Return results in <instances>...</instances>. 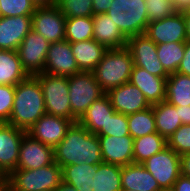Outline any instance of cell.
<instances>
[{
  "instance_id": "cell-1",
  "label": "cell",
  "mask_w": 190,
  "mask_h": 191,
  "mask_svg": "<svg viewBox=\"0 0 190 191\" xmlns=\"http://www.w3.org/2000/svg\"><path fill=\"white\" fill-rule=\"evenodd\" d=\"M54 160L61 168L78 163H103L98 136L78 121L72 123L64 138L54 147Z\"/></svg>"
},
{
  "instance_id": "cell-2",
  "label": "cell",
  "mask_w": 190,
  "mask_h": 191,
  "mask_svg": "<svg viewBox=\"0 0 190 191\" xmlns=\"http://www.w3.org/2000/svg\"><path fill=\"white\" fill-rule=\"evenodd\" d=\"M46 114L39 80L29 75L15 86V97L8 123L27 132Z\"/></svg>"
},
{
  "instance_id": "cell-3",
  "label": "cell",
  "mask_w": 190,
  "mask_h": 191,
  "mask_svg": "<svg viewBox=\"0 0 190 191\" xmlns=\"http://www.w3.org/2000/svg\"><path fill=\"white\" fill-rule=\"evenodd\" d=\"M133 66L132 55L127 47L108 49L92 72L101 89L107 93L129 82Z\"/></svg>"
},
{
  "instance_id": "cell-4",
  "label": "cell",
  "mask_w": 190,
  "mask_h": 191,
  "mask_svg": "<svg viewBox=\"0 0 190 191\" xmlns=\"http://www.w3.org/2000/svg\"><path fill=\"white\" fill-rule=\"evenodd\" d=\"M63 181L57 163L37 169H15L7 176L9 191H54Z\"/></svg>"
},
{
  "instance_id": "cell-5",
  "label": "cell",
  "mask_w": 190,
  "mask_h": 191,
  "mask_svg": "<svg viewBox=\"0 0 190 191\" xmlns=\"http://www.w3.org/2000/svg\"><path fill=\"white\" fill-rule=\"evenodd\" d=\"M146 9L145 0H113L106 15L128 39L145 34L149 24Z\"/></svg>"
},
{
  "instance_id": "cell-6",
  "label": "cell",
  "mask_w": 190,
  "mask_h": 191,
  "mask_svg": "<svg viewBox=\"0 0 190 191\" xmlns=\"http://www.w3.org/2000/svg\"><path fill=\"white\" fill-rule=\"evenodd\" d=\"M68 88L73 123L77 122L89 106L105 94L93 72L81 71L68 76Z\"/></svg>"
},
{
  "instance_id": "cell-7",
  "label": "cell",
  "mask_w": 190,
  "mask_h": 191,
  "mask_svg": "<svg viewBox=\"0 0 190 191\" xmlns=\"http://www.w3.org/2000/svg\"><path fill=\"white\" fill-rule=\"evenodd\" d=\"M42 88L47 114L71 120L68 76L39 73L34 75Z\"/></svg>"
},
{
  "instance_id": "cell-8",
  "label": "cell",
  "mask_w": 190,
  "mask_h": 191,
  "mask_svg": "<svg viewBox=\"0 0 190 191\" xmlns=\"http://www.w3.org/2000/svg\"><path fill=\"white\" fill-rule=\"evenodd\" d=\"M142 164L158 181L162 190L172 189L175 181L181 175L180 155L168 146Z\"/></svg>"
},
{
  "instance_id": "cell-9",
  "label": "cell",
  "mask_w": 190,
  "mask_h": 191,
  "mask_svg": "<svg viewBox=\"0 0 190 191\" xmlns=\"http://www.w3.org/2000/svg\"><path fill=\"white\" fill-rule=\"evenodd\" d=\"M133 59L134 66L145 69L150 74L168 78L169 73L159 61L157 45L145 34L128 38L126 46Z\"/></svg>"
},
{
  "instance_id": "cell-10",
  "label": "cell",
  "mask_w": 190,
  "mask_h": 191,
  "mask_svg": "<svg viewBox=\"0 0 190 191\" xmlns=\"http://www.w3.org/2000/svg\"><path fill=\"white\" fill-rule=\"evenodd\" d=\"M66 17L56 5L37 6L32 15V30L49 43L65 39Z\"/></svg>"
},
{
  "instance_id": "cell-11",
  "label": "cell",
  "mask_w": 190,
  "mask_h": 191,
  "mask_svg": "<svg viewBox=\"0 0 190 191\" xmlns=\"http://www.w3.org/2000/svg\"><path fill=\"white\" fill-rule=\"evenodd\" d=\"M49 45L50 43L34 30L23 39L16 51L28 75L34 76L44 72Z\"/></svg>"
},
{
  "instance_id": "cell-12",
  "label": "cell",
  "mask_w": 190,
  "mask_h": 191,
  "mask_svg": "<svg viewBox=\"0 0 190 191\" xmlns=\"http://www.w3.org/2000/svg\"><path fill=\"white\" fill-rule=\"evenodd\" d=\"M145 35L156 45L171 42L185 43L187 36L183 12L178 11L169 17L149 22Z\"/></svg>"
},
{
  "instance_id": "cell-13",
  "label": "cell",
  "mask_w": 190,
  "mask_h": 191,
  "mask_svg": "<svg viewBox=\"0 0 190 191\" xmlns=\"http://www.w3.org/2000/svg\"><path fill=\"white\" fill-rule=\"evenodd\" d=\"M72 123L70 119L46 113L26 133L43 144L54 148L64 138Z\"/></svg>"
},
{
  "instance_id": "cell-14",
  "label": "cell",
  "mask_w": 190,
  "mask_h": 191,
  "mask_svg": "<svg viewBox=\"0 0 190 191\" xmlns=\"http://www.w3.org/2000/svg\"><path fill=\"white\" fill-rule=\"evenodd\" d=\"M44 72L60 76H72L81 72L72 53L69 41L64 39L50 43Z\"/></svg>"
},
{
  "instance_id": "cell-15",
  "label": "cell",
  "mask_w": 190,
  "mask_h": 191,
  "mask_svg": "<svg viewBox=\"0 0 190 191\" xmlns=\"http://www.w3.org/2000/svg\"><path fill=\"white\" fill-rule=\"evenodd\" d=\"M25 133L9 123H0V168L7 176L17 169L20 144Z\"/></svg>"
},
{
  "instance_id": "cell-16",
  "label": "cell",
  "mask_w": 190,
  "mask_h": 191,
  "mask_svg": "<svg viewBox=\"0 0 190 191\" xmlns=\"http://www.w3.org/2000/svg\"><path fill=\"white\" fill-rule=\"evenodd\" d=\"M54 162V148L32 138L27 133L23 135L17 169H37Z\"/></svg>"
},
{
  "instance_id": "cell-17",
  "label": "cell",
  "mask_w": 190,
  "mask_h": 191,
  "mask_svg": "<svg viewBox=\"0 0 190 191\" xmlns=\"http://www.w3.org/2000/svg\"><path fill=\"white\" fill-rule=\"evenodd\" d=\"M106 94L115 111L124 115L134 114L152 106L144 94L130 82L112 88Z\"/></svg>"
},
{
  "instance_id": "cell-18",
  "label": "cell",
  "mask_w": 190,
  "mask_h": 191,
  "mask_svg": "<svg viewBox=\"0 0 190 191\" xmlns=\"http://www.w3.org/2000/svg\"><path fill=\"white\" fill-rule=\"evenodd\" d=\"M101 145V154L104 163L125 166L133 163V143L131 135L121 137L97 135Z\"/></svg>"
},
{
  "instance_id": "cell-19",
  "label": "cell",
  "mask_w": 190,
  "mask_h": 191,
  "mask_svg": "<svg viewBox=\"0 0 190 191\" xmlns=\"http://www.w3.org/2000/svg\"><path fill=\"white\" fill-rule=\"evenodd\" d=\"M32 30V16L0 17V50L16 51Z\"/></svg>"
},
{
  "instance_id": "cell-20",
  "label": "cell",
  "mask_w": 190,
  "mask_h": 191,
  "mask_svg": "<svg viewBox=\"0 0 190 191\" xmlns=\"http://www.w3.org/2000/svg\"><path fill=\"white\" fill-rule=\"evenodd\" d=\"M167 78L150 74L143 68L133 66L129 82L135 85L153 105L165 100Z\"/></svg>"
},
{
  "instance_id": "cell-21",
  "label": "cell",
  "mask_w": 190,
  "mask_h": 191,
  "mask_svg": "<svg viewBox=\"0 0 190 191\" xmlns=\"http://www.w3.org/2000/svg\"><path fill=\"white\" fill-rule=\"evenodd\" d=\"M93 39L107 49L127 46V38L106 14L93 15Z\"/></svg>"
},
{
  "instance_id": "cell-22",
  "label": "cell",
  "mask_w": 190,
  "mask_h": 191,
  "mask_svg": "<svg viewBox=\"0 0 190 191\" xmlns=\"http://www.w3.org/2000/svg\"><path fill=\"white\" fill-rule=\"evenodd\" d=\"M122 189L135 191H161L158 181L140 163H130L121 167Z\"/></svg>"
},
{
  "instance_id": "cell-23",
  "label": "cell",
  "mask_w": 190,
  "mask_h": 191,
  "mask_svg": "<svg viewBox=\"0 0 190 191\" xmlns=\"http://www.w3.org/2000/svg\"><path fill=\"white\" fill-rule=\"evenodd\" d=\"M70 47L79 70L84 72H92L108 50L94 39L70 43Z\"/></svg>"
},
{
  "instance_id": "cell-24",
  "label": "cell",
  "mask_w": 190,
  "mask_h": 191,
  "mask_svg": "<svg viewBox=\"0 0 190 191\" xmlns=\"http://www.w3.org/2000/svg\"><path fill=\"white\" fill-rule=\"evenodd\" d=\"M110 98L105 93L89 106L78 122L91 133L97 134L103 126H106L111 115L115 113Z\"/></svg>"
},
{
  "instance_id": "cell-25",
  "label": "cell",
  "mask_w": 190,
  "mask_h": 191,
  "mask_svg": "<svg viewBox=\"0 0 190 191\" xmlns=\"http://www.w3.org/2000/svg\"><path fill=\"white\" fill-rule=\"evenodd\" d=\"M157 132L166 140L182 125L179 106L166 100L152 105Z\"/></svg>"
},
{
  "instance_id": "cell-26",
  "label": "cell",
  "mask_w": 190,
  "mask_h": 191,
  "mask_svg": "<svg viewBox=\"0 0 190 191\" xmlns=\"http://www.w3.org/2000/svg\"><path fill=\"white\" fill-rule=\"evenodd\" d=\"M28 76L17 51L0 50V85L16 86Z\"/></svg>"
},
{
  "instance_id": "cell-27",
  "label": "cell",
  "mask_w": 190,
  "mask_h": 191,
  "mask_svg": "<svg viewBox=\"0 0 190 191\" xmlns=\"http://www.w3.org/2000/svg\"><path fill=\"white\" fill-rule=\"evenodd\" d=\"M98 165L78 163L62 168L63 182L74 186L77 191H93V176Z\"/></svg>"
},
{
  "instance_id": "cell-28",
  "label": "cell",
  "mask_w": 190,
  "mask_h": 191,
  "mask_svg": "<svg viewBox=\"0 0 190 191\" xmlns=\"http://www.w3.org/2000/svg\"><path fill=\"white\" fill-rule=\"evenodd\" d=\"M165 100L174 106L190 105V76L171 73L166 80Z\"/></svg>"
},
{
  "instance_id": "cell-29",
  "label": "cell",
  "mask_w": 190,
  "mask_h": 191,
  "mask_svg": "<svg viewBox=\"0 0 190 191\" xmlns=\"http://www.w3.org/2000/svg\"><path fill=\"white\" fill-rule=\"evenodd\" d=\"M121 166L101 163L93 176V191H121Z\"/></svg>"
},
{
  "instance_id": "cell-30",
  "label": "cell",
  "mask_w": 190,
  "mask_h": 191,
  "mask_svg": "<svg viewBox=\"0 0 190 191\" xmlns=\"http://www.w3.org/2000/svg\"><path fill=\"white\" fill-rule=\"evenodd\" d=\"M166 146L167 140L158 132L135 138L133 143V162L142 164Z\"/></svg>"
},
{
  "instance_id": "cell-31",
  "label": "cell",
  "mask_w": 190,
  "mask_h": 191,
  "mask_svg": "<svg viewBox=\"0 0 190 191\" xmlns=\"http://www.w3.org/2000/svg\"><path fill=\"white\" fill-rule=\"evenodd\" d=\"M93 16L66 18L65 40L70 43L93 39Z\"/></svg>"
},
{
  "instance_id": "cell-32",
  "label": "cell",
  "mask_w": 190,
  "mask_h": 191,
  "mask_svg": "<svg viewBox=\"0 0 190 191\" xmlns=\"http://www.w3.org/2000/svg\"><path fill=\"white\" fill-rule=\"evenodd\" d=\"M127 120L129 133L134 139L157 132L152 106L127 115Z\"/></svg>"
},
{
  "instance_id": "cell-33",
  "label": "cell",
  "mask_w": 190,
  "mask_h": 191,
  "mask_svg": "<svg viewBox=\"0 0 190 191\" xmlns=\"http://www.w3.org/2000/svg\"><path fill=\"white\" fill-rule=\"evenodd\" d=\"M185 43L171 42L157 44V54L160 63L169 73L177 72V69L184 57Z\"/></svg>"
},
{
  "instance_id": "cell-34",
  "label": "cell",
  "mask_w": 190,
  "mask_h": 191,
  "mask_svg": "<svg viewBox=\"0 0 190 191\" xmlns=\"http://www.w3.org/2000/svg\"><path fill=\"white\" fill-rule=\"evenodd\" d=\"M56 6L66 18L93 16L92 0H57Z\"/></svg>"
},
{
  "instance_id": "cell-35",
  "label": "cell",
  "mask_w": 190,
  "mask_h": 191,
  "mask_svg": "<svg viewBox=\"0 0 190 191\" xmlns=\"http://www.w3.org/2000/svg\"><path fill=\"white\" fill-rule=\"evenodd\" d=\"M36 7L32 0H0V17L32 16Z\"/></svg>"
},
{
  "instance_id": "cell-36",
  "label": "cell",
  "mask_w": 190,
  "mask_h": 191,
  "mask_svg": "<svg viewBox=\"0 0 190 191\" xmlns=\"http://www.w3.org/2000/svg\"><path fill=\"white\" fill-rule=\"evenodd\" d=\"M148 21H157L178 12L172 0H145Z\"/></svg>"
},
{
  "instance_id": "cell-37",
  "label": "cell",
  "mask_w": 190,
  "mask_h": 191,
  "mask_svg": "<svg viewBox=\"0 0 190 191\" xmlns=\"http://www.w3.org/2000/svg\"><path fill=\"white\" fill-rule=\"evenodd\" d=\"M167 146L178 155L190 153V124L181 125L167 139Z\"/></svg>"
},
{
  "instance_id": "cell-38",
  "label": "cell",
  "mask_w": 190,
  "mask_h": 191,
  "mask_svg": "<svg viewBox=\"0 0 190 191\" xmlns=\"http://www.w3.org/2000/svg\"><path fill=\"white\" fill-rule=\"evenodd\" d=\"M96 135L125 136L130 135L127 115L115 112L111 115L106 126H103Z\"/></svg>"
},
{
  "instance_id": "cell-39",
  "label": "cell",
  "mask_w": 190,
  "mask_h": 191,
  "mask_svg": "<svg viewBox=\"0 0 190 191\" xmlns=\"http://www.w3.org/2000/svg\"><path fill=\"white\" fill-rule=\"evenodd\" d=\"M15 97V86L0 85V123H8Z\"/></svg>"
},
{
  "instance_id": "cell-40",
  "label": "cell",
  "mask_w": 190,
  "mask_h": 191,
  "mask_svg": "<svg viewBox=\"0 0 190 191\" xmlns=\"http://www.w3.org/2000/svg\"><path fill=\"white\" fill-rule=\"evenodd\" d=\"M177 72L186 76H190V42H185L184 57L177 69Z\"/></svg>"
},
{
  "instance_id": "cell-41",
  "label": "cell",
  "mask_w": 190,
  "mask_h": 191,
  "mask_svg": "<svg viewBox=\"0 0 190 191\" xmlns=\"http://www.w3.org/2000/svg\"><path fill=\"white\" fill-rule=\"evenodd\" d=\"M113 0H92L93 15L106 14Z\"/></svg>"
},
{
  "instance_id": "cell-42",
  "label": "cell",
  "mask_w": 190,
  "mask_h": 191,
  "mask_svg": "<svg viewBox=\"0 0 190 191\" xmlns=\"http://www.w3.org/2000/svg\"><path fill=\"white\" fill-rule=\"evenodd\" d=\"M173 191H190V177L180 175L179 178L175 181Z\"/></svg>"
},
{
  "instance_id": "cell-43",
  "label": "cell",
  "mask_w": 190,
  "mask_h": 191,
  "mask_svg": "<svg viewBox=\"0 0 190 191\" xmlns=\"http://www.w3.org/2000/svg\"><path fill=\"white\" fill-rule=\"evenodd\" d=\"M181 174L190 177V153L180 155Z\"/></svg>"
},
{
  "instance_id": "cell-44",
  "label": "cell",
  "mask_w": 190,
  "mask_h": 191,
  "mask_svg": "<svg viewBox=\"0 0 190 191\" xmlns=\"http://www.w3.org/2000/svg\"><path fill=\"white\" fill-rule=\"evenodd\" d=\"M179 117L183 124H190V105L179 106Z\"/></svg>"
},
{
  "instance_id": "cell-45",
  "label": "cell",
  "mask_w": 190,
  "mask_h": 191,
  "mask_svg": "<svg viewBox=\"0 0 190 191\" xmlns=\"http://www.w3.org/2000/svg\"><path fill=\"white\" fill-rule=\"evenodd\" d=\"M178 11L190 9V0H172Z\"/></svg>"
},
{
  "instance_id": "cell-46",
  "label": "cell",
  "mask_w": 190,
  "mask_h": 191,
  "mask_svg": "<svg viewBox=\"0 0 190 191\" xmlns=\"http://www.w3.org/2000/svg\"><path fill=\"white\" fill-rule=\"evenodd\" d=\"M182 12L184 14L187 41L190 42V11L189 10H184Z\"/></svg>"
},
{
  "instance_id": "cell-47",
  "label": "cell",
  "mask_w": 190,
  "mask_h": 191,
  "mask_svg": "<svg viewBox=\"0 0 190 191\" xmlns=\"http://www.w3.org/2000/svg\"><path fill=\"white\" fill-rule=\"evenodd\" d=\"M36 6H52L57 4V0H32Z\"/></svg>"
},
{
  "instance_id": "cell-48",
  "label": "cell",
  "mask_w": 190,
  "mask_h": 191,
  "mask_svg": "<svg viewBox=\"0 0 190 191\" xmlns=\"http://www.w3.org/2000/svg\"><path fill=\"white\" fill-rule=\"evenodd\" d=\"M54 191H77L74 186L62 181V183Z\"/></svg>"
},
{
  "instance_id": "cell-49",
  "label": "cell",
  "mask_w": 190,
  "mask_h": 191,
  "mask_svg": "<svg viewBox=\"0 0 190 191\" xmlns=\"http://www.w3.org/2000/svg\"><path fill=\"white\" fill-rule=\"evenodd\" d=\"M0 181H7V175L0 168Z\"/></svg>"
},
{
  "instance_id": "cell-50",
  "label": "cell",
  "mask_w": 190,
  "mask_h": 191,
  "mask_svg": "<svg viewBox=\"0 0 190 191\" xmlns=\"http://www.w3.org/2000/svg\"><path fill=\"white\" fill-rule=\"evenodd\" d=\"M7 181H0V191H4L6 189Z\"/></svg>"
},
{
  "instance_id": "cell-51",
  "label": "cell",
  "mask_w": 190,
  "mask_h": 191,
  "mask_svg": "<svg viewBox=\"0 0 190 191\" xmlns=\"http://www.w3.org/2000/svg\"><path fill=\"white\" fill-rule=\"evenodd\" d=\"M121 191H135V190H130V189H122Z\"/></svg>"
},
{
  "instance_id": "cell-52",
  "label": "cell",
  "mask_w": 190,
  "mask_h": 191,
  "mask_svg": "<svg viewBox=\"0 0 190 191\" xmlns=\"http://www.w3.org/2000/svg\"><path fill=\"white\" fill-rule=\"evenodd\" d=\"M161 191H173L172 189H166V190H161Z\"/></svg>"
}]
</instances>
